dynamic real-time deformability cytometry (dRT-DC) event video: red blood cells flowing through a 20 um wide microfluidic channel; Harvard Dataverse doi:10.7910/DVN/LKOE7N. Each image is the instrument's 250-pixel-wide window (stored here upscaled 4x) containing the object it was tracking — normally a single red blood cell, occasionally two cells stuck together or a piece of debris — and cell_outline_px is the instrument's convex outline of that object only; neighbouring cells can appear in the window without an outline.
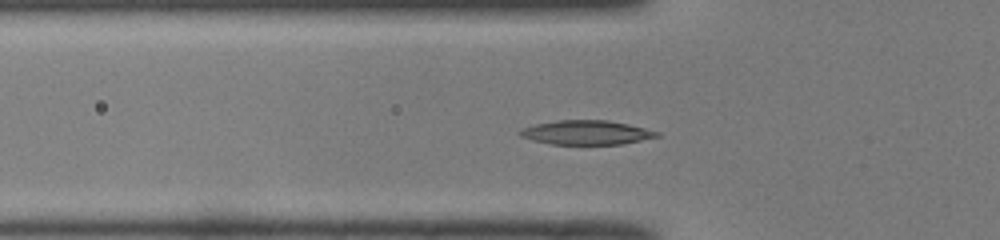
{"species": "common noctule bat (a hibernating species)", "species_latin": "Nyctalus noctula", "temperature_condition": "room temperature", "stored_images_in_passage": 46, "camera_frame_rate_fps": 3000, "um_per_image_px": 0.085, "animal": {"sex": "male", "body_mass_g": 19.0, "forearm_length_mm": 50.8}, "frame": {"image": 1, "passage_image": 12, "time_ms": 3.667, "image_size_px": [1000, 240], "cell_outline_px": [[660, 136], [620, 144], [552, 144], [532, 140], [520, 136], [516, 132], [520, 128], [536, 124], [556, 120], [608, 120], [628, 124], [660, 132]], "centroid_in_image_um": [49.79, 11.26], "position_along_channel_um": 76.0, "area_um2": 19.31}}
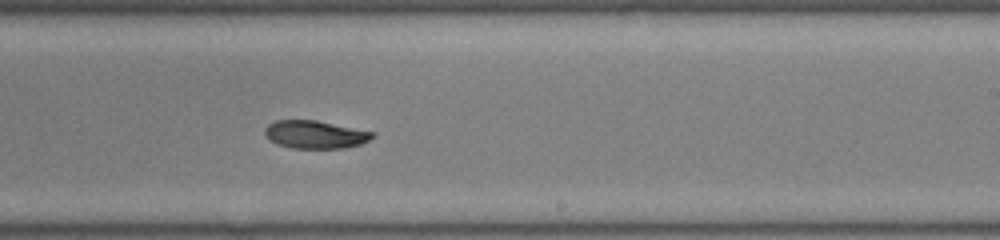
{"frame": {"image": 2, "passage_image": 26, "time_ms": 8.333, "image_size_px": [1000, 240], "cell_outline_px": [[376, 136], [360, 144], [344, 148], [292, 148], [276, 144], [268, 140], [264, 132], [264, 128], [268, 124], [276, 120], [316, 120], [376, 132]], "centroid_in_image_um": [26.78, 11.43], "position_along_channel_um": 262.2, "area_um2": 17.69}}
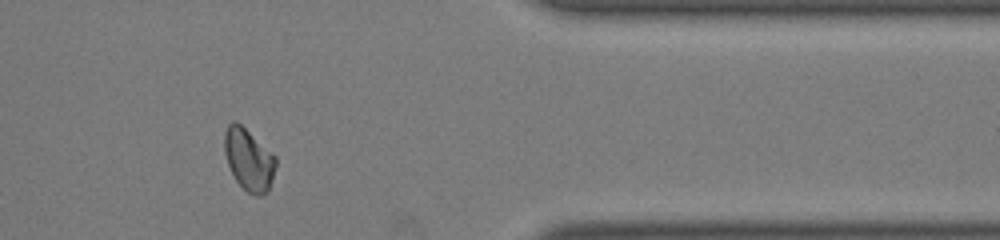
{"frame": {"image": 3, "passage_image": 37, "time_ms": 12.0, "image_size_px": [1000, 240], "cell_outline_px": [[276, 164], [272, 180], [268, 192], [260, 196], [256, 196], [248, 192], [236, 180], [228, 164], [224, 152], [224, 132], [228, 124], [232, 120], [236, 120], [272, 152], [276, 156]], "centroid_in_image_um": [21.14, 13.54], "position_along_channel_um": 390.3, "area_um2": 18.55}, "authors_computed_cell_mechanics": {"area_um2": 18.5538, "velocity_mm_per_s": 3.9943, "shape_relaxation_time_tau1_ms": 5.8618, "shape_relaxation_time_tau2_ms": null, "deformation_change_tau1": 0.1613, "deformation_change_tau2": null}}